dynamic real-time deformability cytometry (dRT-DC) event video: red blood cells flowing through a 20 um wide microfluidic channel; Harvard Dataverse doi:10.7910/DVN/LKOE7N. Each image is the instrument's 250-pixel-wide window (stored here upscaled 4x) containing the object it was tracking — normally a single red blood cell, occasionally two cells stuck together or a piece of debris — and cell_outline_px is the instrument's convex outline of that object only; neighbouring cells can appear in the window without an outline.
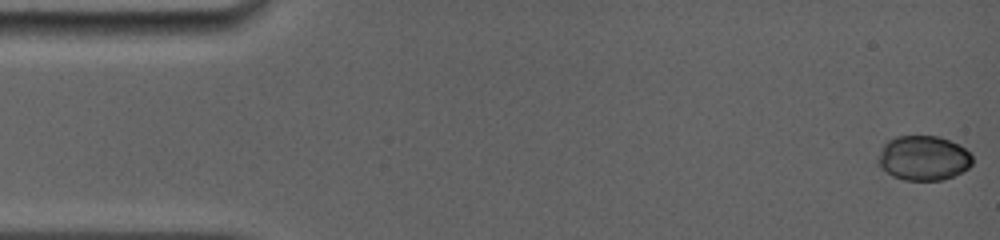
{"species": "common noctule bat (a hibernating species)", "species_latin": "Nyctalus noctula", "temperature_condition": "room temperature", "stored_images_in_passage": 11, "camera_frame_rate_fps": 5000, "um_per_image_px": 0.085, "animal": {"sex": "female", "body_mass_g": 19.0, "forearm_length_mm": 56.7}, "frame": {"image": 1, "passage_image": 1, "time_ms": 0.0, "image_size_px": [1000, 240], "cell_outline_px": [[972, 164], [968, 168], [944, 180], [904, 180], [892, 176], [880, 168], [876, 164], [876, 160], [884, 144], [888, 140], [896, 136], [936, 136], [948, 140], [964, 148], [972, 156]], "centroid_in_image_um": [78.44, 13.44], "position_along_channel_um": 6.6, "area_um2": 24.57}}
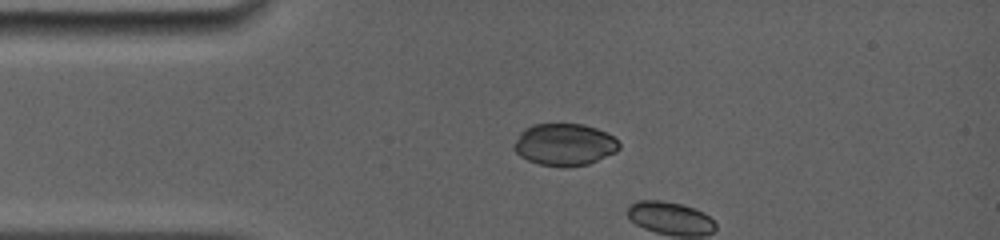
{"frame": {"image": 2, "passage_image": 10, "time_ms": 3.4, "image_size_px": [1000, 240], "cell_outline_px": [[620, 148], [616, 152], [588, 164], [564, 168], [540, 164], [528, 160], [520, 156], [512, 148], [520, 132], [524, 128], [532, 124], [584, 124], [596, 128], [612, 136], [620, 144]], "centroid_in_image_um": [47.96, 12.29], "position_along_channel_um": 37.0, "area_um2": 25.84}}